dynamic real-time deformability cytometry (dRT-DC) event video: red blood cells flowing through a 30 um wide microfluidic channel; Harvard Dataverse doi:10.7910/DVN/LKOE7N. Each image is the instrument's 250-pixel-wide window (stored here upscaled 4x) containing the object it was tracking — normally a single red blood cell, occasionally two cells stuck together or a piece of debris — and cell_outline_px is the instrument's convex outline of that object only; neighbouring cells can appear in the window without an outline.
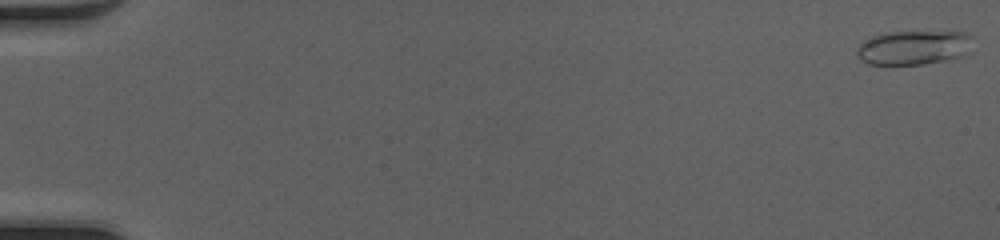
{"species": "common noctule bat (a hibernating species)", "species_latin": "Nyctalus noctula", "temperature_condition": "cold", "stored_images_in_passage": 50, "camera_frame_rate_fps": 3000, "um_per_image_px": 0.085, "animal": {"sex": "female", "body_mass_g": 20.0, "forearm_length_mm": 54.0}, "frame": {"image": 1, "passage_image": 1, "time_ms": 0.0, "image_size_px": [1000, 240], "cell_outline_px": [[976, 36], [972, 52], [964, 56], [952, 60], [920, 64], [868, 64], [860, 60], [856, 56], [856, 48], [864, 40], [872, 36], [884, 32], [968, 32]], "centroid_in_image_um": [77.77, 4.04], "position_along_channel_um": 7.2, "area_um2": 23.99}}
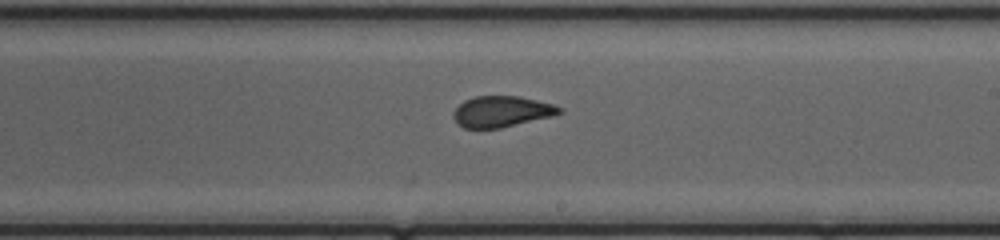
{"frame": {"image": 2, "passage_image": 31, "time_ms": 10.0, "image_size_px": [1000, 240], "cell_outline_px": [[564, 112], [552, 116], [500, 128], [464, 128], [456, 124], [452, 116], [452, 112], [464, 100], [476, 96], [520, 96], [552, 104], [564, 108]], "centroid_in_image_um": [42.62, 9.48], "position_along_channel_um": 246.4, "area_um2": 19.25}}
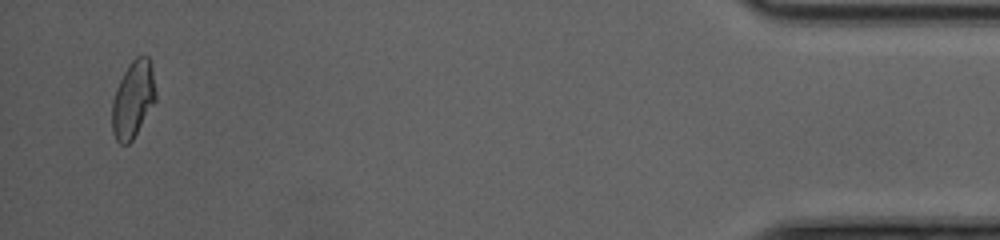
{"frame": {"image": 3, "passage_image": 49, "time_ms": 16.0, "image_size_px": [1000, 240], "cell_outline_px": [[156, 100], [132, 140], [128, 144], [120, 144], [116, 140], [112, 132], [112, 100], [116, 88], [128, 64], [136, 56], [148, 56], [152, 64], [156, 92]], "centroid_in_image_um": [11.31, 8.43], "position_along_channel_um": 423.9, "area_um2": 19.65}, "authors_computed_cell_mechanics": {"area_um2": 20.1433, "velocity_mm_per_s": 4.2127, "shape_relaxation_time_tau1_ms": 8.0868, "shape_relaxation_time_tau2_ms": null, "deformation_change_tau1": 0.1909, "deformation_change_tau2": null}}